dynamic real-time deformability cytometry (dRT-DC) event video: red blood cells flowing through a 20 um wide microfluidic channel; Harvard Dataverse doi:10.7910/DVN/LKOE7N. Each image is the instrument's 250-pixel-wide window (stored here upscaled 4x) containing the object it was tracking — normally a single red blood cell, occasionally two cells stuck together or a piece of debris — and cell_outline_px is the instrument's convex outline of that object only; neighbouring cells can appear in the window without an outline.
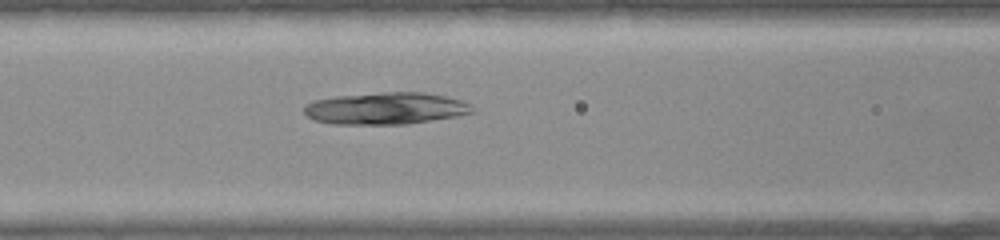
{"species": "common noctule bat (a hibernating species)", "species_latin": "Nyctalus noctula", "temperature_condition": "warm", "stored_images_in_passage": 39, "camera_frame_rate_fps": 3000, "um_per_image_px": 0.085, "animal": {"sex": "female", "body_mass_g": 22.0, "forearm_length_mm": 56.7}, "frame": {"image": 1, "passage_image": 16, "time_ms": 5.0, "image_size_px": [1000, 240], "cell_outline_px": [[476, 112], [456, 116], [408, 124], [332, 124], [312, 120], [304, 116], [304, 108], [308, 104], [316, 100], [332, 96], [384, 92], [424, 92], [444, 96], [460, 100], [476, 108]], "centroid_in_image_um": [32.77, 9.22], "position_along_channel_um": 133.8, "area_um2": 31.5}}
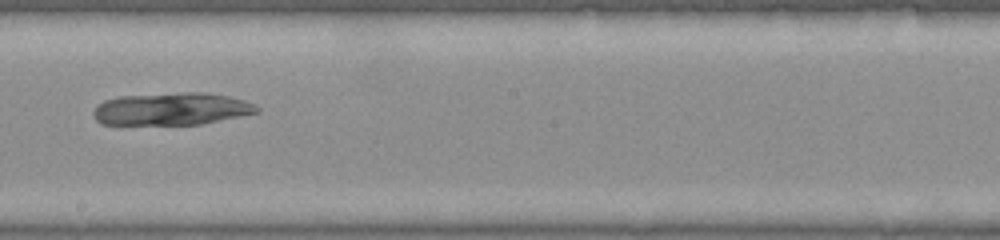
{"frame": {"image": 2, "passage_image": 22, "time_ms": 7.0, "image_size_px": [1000, 240], "cell_outline_px": [[260, 112], [200, 124], [100, 124], [92, 116], [92, 112], [104, 100], [120, 96], [184, 92], [204, 92], [228, 96], [244, 100], [256, 104], [260, 108]], "centroid_in_image_um": [14.6, 9.25], "position_along_channel_um": 233.6, "area_um2": 30.87}}
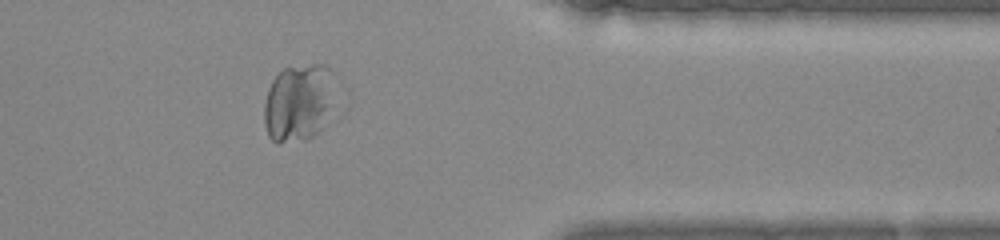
{"frame": {"image": 3, "passage_image": 32, "time_ms": 10.333, "image_size_px": [1000, 240], "cell_outline_px": [[328, 108], [320, 128], [312, 136], [304, 140], [280, 144], [276, 144], [268, 136], [264, 124], [264, 104], [268, 88], [272, 80], [284, 68], [312, 64], [324, 64], [328, 68]], "centroid_in_image_um": [25.2, 8.77], "position_along_channel_um": 386.2, "area_um2": 30.63}}